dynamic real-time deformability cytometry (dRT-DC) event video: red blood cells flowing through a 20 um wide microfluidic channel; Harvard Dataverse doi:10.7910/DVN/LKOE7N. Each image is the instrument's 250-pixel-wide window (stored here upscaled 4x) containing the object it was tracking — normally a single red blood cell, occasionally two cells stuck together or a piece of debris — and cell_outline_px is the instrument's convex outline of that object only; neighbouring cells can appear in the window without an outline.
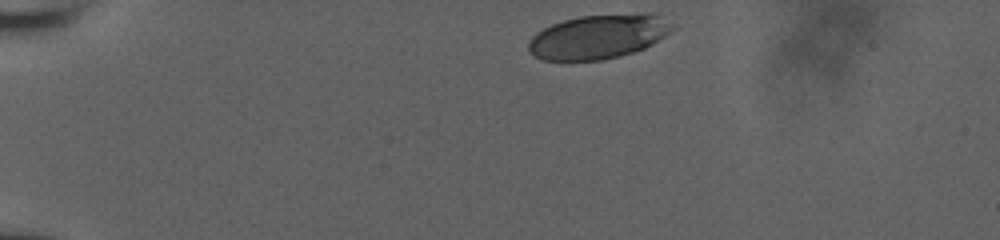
{"species": "human", "species_latin": "Homo sapiens", "temperature_condition": "room temperature", "stored_images_in_passage": 18, "camera_frame_rate_fps": 3000, "um_per_image_px": 0.085, "donor": {"sex": "male"}, "frame": {"image": 1, "passage_image": 1, "time_ms": 0.0, "image_size_px": [1000, 240], "cell_outline_px": [[672, 28], [664, 36], [652, 44], [644, 48], [620, 56], [600, 60], [540, 60], [528, 48], [528, 40], [536, 32], [552, 24], [564, 20], [580, 16], [656, 16]], "centroid_in_image_um": [50.7, 3.18], "position_along_channel_um": 34.3, "area_um2": 35.43}}
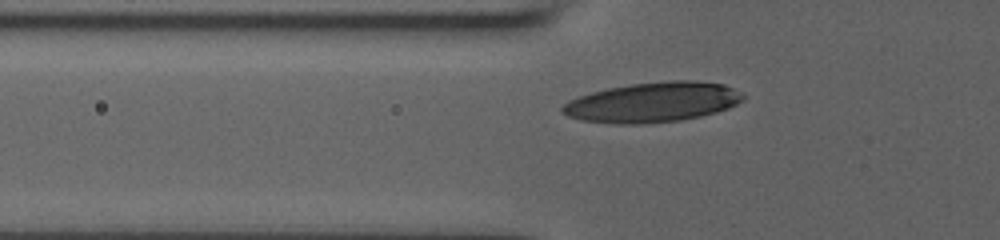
{"frame": {"image": 2, "passage_image": 16, "time_ms": 3.0, "image_size_px": [1000, 240], "cell_outline_px": [[744, 100], [728, 108], [716, 112], [700, 116], [680, 120], [644, 124], [616, 124], [580, 120], [568, 116], [560, 112], [560, 108], [568, 100], [592, 92], [608, 88], [632, 84], [672, 80], [692, 80], [724, 84], [732, 88], [744, 96]], "centroid_in_image_um": [55.45, 8.7], "position_along_channel_um": 70.4, "area_um2": 42.02}}